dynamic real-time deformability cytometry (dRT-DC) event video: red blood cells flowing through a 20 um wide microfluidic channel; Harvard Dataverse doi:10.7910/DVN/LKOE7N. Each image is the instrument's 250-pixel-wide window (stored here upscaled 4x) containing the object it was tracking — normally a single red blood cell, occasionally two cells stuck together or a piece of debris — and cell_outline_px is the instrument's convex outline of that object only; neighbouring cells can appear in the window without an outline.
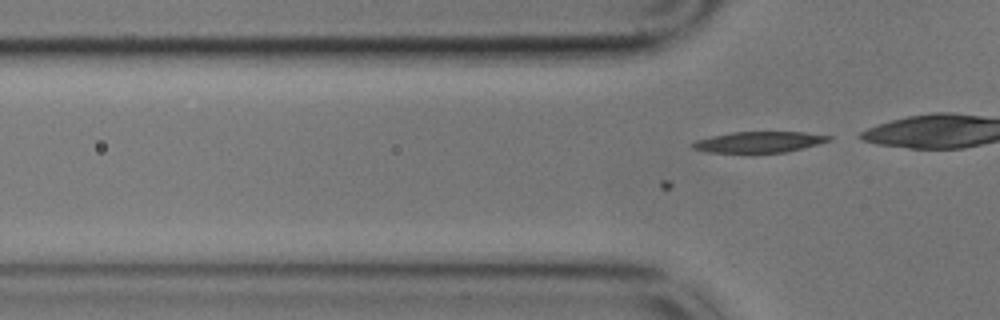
{"species": "common noctule bat (a hibernating species)", "species_latin": "Nyctalus noctula", "temperature_condition": "cold", "stored_images_in_passage": 30, "camera_frame_rate_fps": 3000, "um_per_image_px": 0.085, "animal": {"sex": "male", "body_mass_g": 17.9}, "frame": {"image": 1, "passage_image": 17, "time_ms": 5.333, "image_size_px": [1000, 320], "cell_outline_px": [[832, 140], [784, 152], [744, 156], [708, 152], [692, 148], [692, 144], [696, 140], [712, 136], [732, 132], [804, 132], [832, 136]], "centroid_in_image_um": [64.44, 12.12], "position_along_channel_um": 61.4, "area_um2": 17.34}}